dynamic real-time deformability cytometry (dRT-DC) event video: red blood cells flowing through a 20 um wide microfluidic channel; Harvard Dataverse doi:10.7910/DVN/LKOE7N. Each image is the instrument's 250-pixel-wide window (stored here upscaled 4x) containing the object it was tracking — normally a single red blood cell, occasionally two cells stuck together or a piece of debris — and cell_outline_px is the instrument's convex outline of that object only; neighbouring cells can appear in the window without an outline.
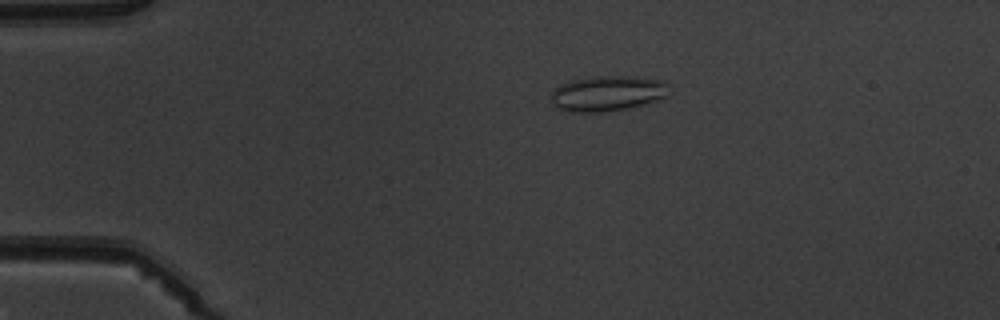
{"species": "common noctule bat (a hibernating species)", "species_latin": "Nyctalus noctula", "temperature_condition": "warm", "stored_images_in_passage": 5, "camera_frame_rate_fps": 3000, "um_per_image_px": 0.085, "animal": {"sex": "male", "body_mass_g": 19.5, "forearm_length_mm": 54.6}, "frame": {"image": 1, "passage_image": 3, "time_ms": 2.333, "image_size_px": [1000, 320], "cell_outline_px": [[668, 96], [644, 104], [628, 108], [600, 112], [568, 112], [556, 108], [552, 104], [552, 92], [560, 84], [572, 80], [596, 76], [628, 76], [660, 80], [668, 84]], "centroid_in_image_um": [51.61, 7.95], "position_along_channel_um": 33.4, "area_um2": 24.28}}
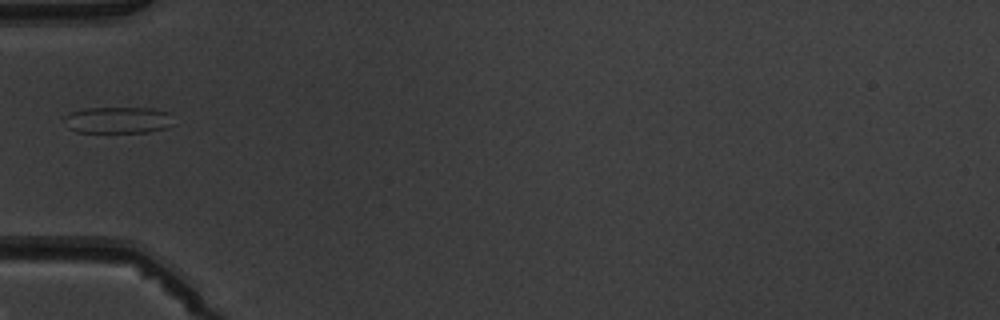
{"frame": {"image": 2, "passage_image": 5, "time_ms": 4.667, "image_size_px": [1000, 320], "cell_outline_px": [[176, 124], [168, 128], [148, 132], [76, 132], [68, 128], [64, 124], [64, 116], [72, 112], [84, 108], [152, 108], [168, 112]], "centroid_in_image_um": [10.05, 10.21], "position_along_channel_um": 74.9, "area_um2": 17.17}}